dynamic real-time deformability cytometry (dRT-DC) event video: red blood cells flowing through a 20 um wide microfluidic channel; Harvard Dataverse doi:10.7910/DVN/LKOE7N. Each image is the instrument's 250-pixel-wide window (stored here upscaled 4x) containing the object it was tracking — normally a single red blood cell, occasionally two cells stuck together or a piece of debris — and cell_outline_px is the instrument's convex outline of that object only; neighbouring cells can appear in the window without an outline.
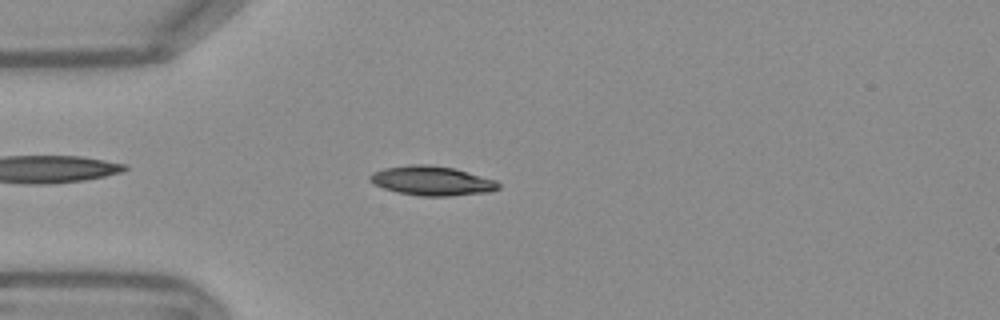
{"species": "Egyptian fruit bat (a non-hibernating species)", "species_latin": "Rousettus aegyptiacus", "temperature_condition": "warm", "stored_images_in_passage": 53, "camera_frame_rate_fps": 3000, "um_per_image_px": 0.085, "frame": {"image": 1, "passage_image": 14, "time_ms": 4.333, "image_size_px": [1000, 320], "cell_outline_px": [[500, 188], [488, 192], [448, 196], [420, 196], [396, 192], [384, 188], [368, 180], [368, 176], [372, 172], [384, 168], [408, 164], [428, 164], [452, 168], [496, 180], [500, 184]], "centroid_in_image_um": [36.68, 15.36], "position_along_channel_um": 48.3, "area_um2": 21.96}}
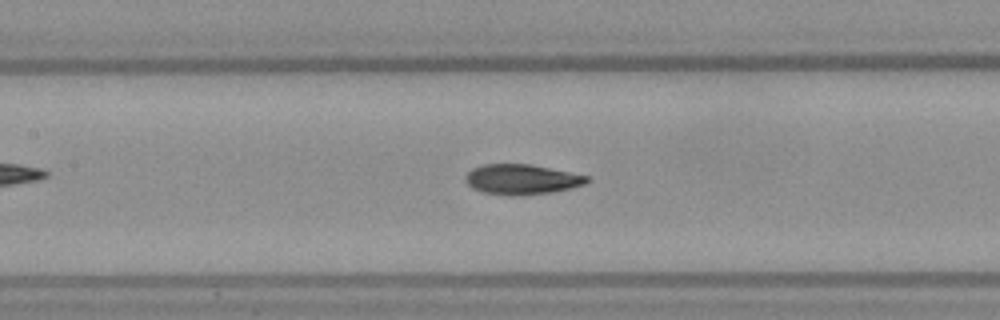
{"frame": {"image": 2, "passage_image": 24, "time_ms": 7.667, "image_size_px": [1000, 320], "cell_outline_px": [[592, 180], [584, 184], [572, 188], [552, 192], [520, 196], [512, 196], [484, 192], [472, 188], [464, 180], [464, 176], [472, 168], [484, 164], [532, 164], [588, 176]], "centroid_in_image_um": [44.35, 15.25], "position_along_channel_um": 163.1, "area_um2": 21.5}}
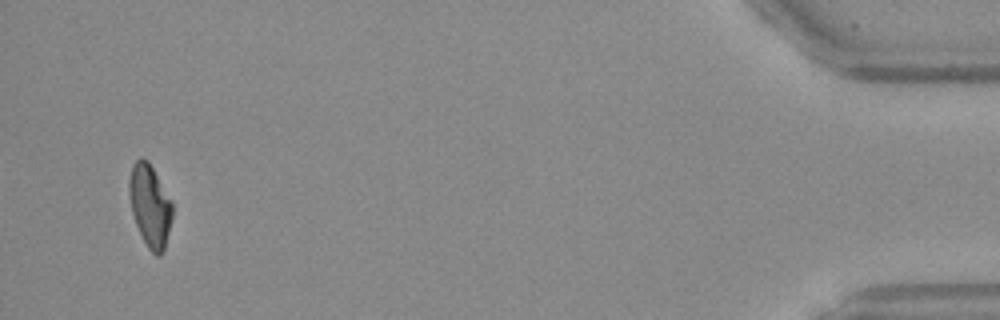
{"frame": {"image": 3, "passage_image": 51, "time_ms": 16.667, "image_size_px": [1000, 320], "cell_outline_px": [[172, 220], [164, 248], [160, 256], [156, 256], [148, 248], [136, 224], [132, 212], [128, 192], [128, 180], [132, 164], [140, 156], [148, 160], [172, 200]], "centroid_in_image_um": [12.74, 17.43], "position_along_channel_um": 422.5, "area_um2": 20.81}, "authors_computed_cell_mechanics": {"area_um2": 21.2126, "velocity_mm_per_s": 3.8106, "shape_relaxation_time_tau1_ms": 7.2367, "shape_relaxation_time_tau2_ms": 3.1097, "deformation_change_tau1": 0.226, "deformation_change_tau2": 0.0734}}